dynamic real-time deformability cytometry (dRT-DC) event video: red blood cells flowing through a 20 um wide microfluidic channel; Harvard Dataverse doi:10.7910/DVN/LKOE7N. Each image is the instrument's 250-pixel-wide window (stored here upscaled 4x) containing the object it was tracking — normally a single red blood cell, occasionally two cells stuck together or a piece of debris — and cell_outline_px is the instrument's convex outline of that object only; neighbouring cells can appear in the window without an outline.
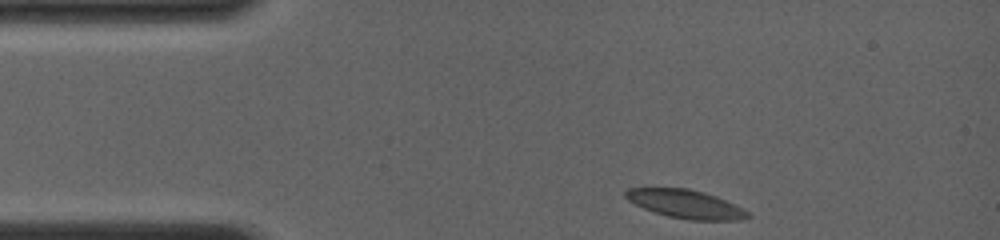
{"species": "common noctule bat (a hibernating species)", "species_latin": "Nyctalus noctula", "temperature_condition": "room temperature", "stored_images_in_passage": 4, "camera_frame_rate_fps": 4000, "um_per_image_px": 0.085, "animal": {"sex": "female", "body_mass_g": 19.0, "forearm_length_mm": 56.7}, "frame": {"image": 1, "passage_image": 1, "time_ms": 0.0, "image_size_px": [1000, 240], "cell_outline_px": [[752, 216], [740, 220], [688, 220], [668, 216], [644, 208], [628, 200], [624, 196], [624, 192], [628, 188], [688, 188], [704, 192], [716, 196], [748, 212]], "centroid_in_image_um": [58.26, 17.34], "position_along_channel_um": 26.7, "area_um2": 20.0}}
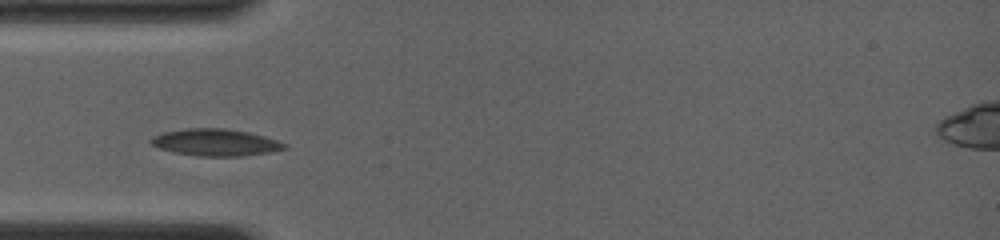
{"frame": {"image": 2, "passage_image": 3, "time_ms": 2.25, "image_size_px": [1000, 240], "cell_outline_px": [[288, 148], [272, 152], [240, 156], [200, 156], [176, 152], [160, 148], [152, 144], [148, 140], [152, 136], [160, 132], [188, 128], [224, 128], [248, 132], [264, 136], [288, 144]], "centroid_in_image_um": [18.33, 12.1], "position_along_channel_um": 66.7, "area_um2": 20.98}}
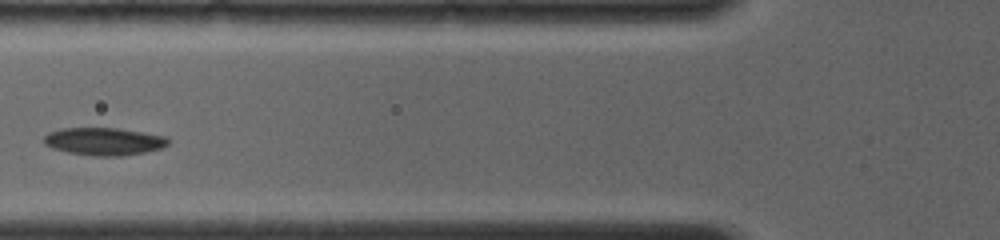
{"frame": {"image": 3, "passage_image": 4, "time_ms": 3.5, "image_size_px": [1000, 240], "cell_outline_px": [[172, 140], [168, 144], [160, 148], [144, 152], [120, 156], [92, 156], [68, 152], [52, 148], [44, 144], [44, 136], [48, 132], [60, 128], [116, 128], [168, 136]], "centroid_in_image_um": [8.84, 12.01], "position_along_channel_um": 117.0, "area_um2": 20.11}}